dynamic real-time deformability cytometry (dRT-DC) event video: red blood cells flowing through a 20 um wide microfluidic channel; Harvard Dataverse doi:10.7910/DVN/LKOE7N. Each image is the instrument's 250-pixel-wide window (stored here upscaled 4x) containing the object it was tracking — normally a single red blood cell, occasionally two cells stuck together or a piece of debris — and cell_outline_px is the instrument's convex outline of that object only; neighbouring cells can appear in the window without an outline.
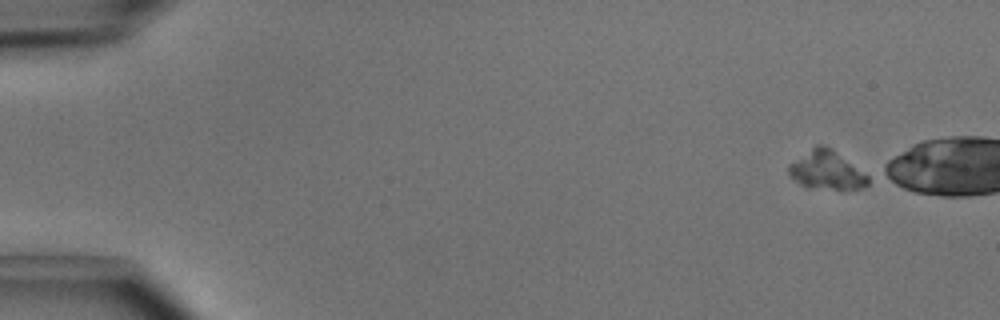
{"species": "common noctule bat (a hibernating species)", "species_latin": "Nyctalus noctula", "temperature_condition": "cold", "stored_images_in_passage": 9, "camera_frame_rate_fps": 3000, "um_per_image_px": 0.085, "animal": {"sex": "male", "body_mass_g": 15.6}, "frame": {"image": 1, "passage_image": 1, "time_ms": 0.0, "image_size_px": [1000, 320], "cell_outline_px": [[868, 184], [860, 188], [808, 188], [800, 184], [788, 172], [788, 164], [816, 144], [824, 144], [832, 148], [868, 176]], "centroid_in_image_um": [70.22, 14.43], "position_along_channel_um": 14.8, "area_um2": 17.51}}